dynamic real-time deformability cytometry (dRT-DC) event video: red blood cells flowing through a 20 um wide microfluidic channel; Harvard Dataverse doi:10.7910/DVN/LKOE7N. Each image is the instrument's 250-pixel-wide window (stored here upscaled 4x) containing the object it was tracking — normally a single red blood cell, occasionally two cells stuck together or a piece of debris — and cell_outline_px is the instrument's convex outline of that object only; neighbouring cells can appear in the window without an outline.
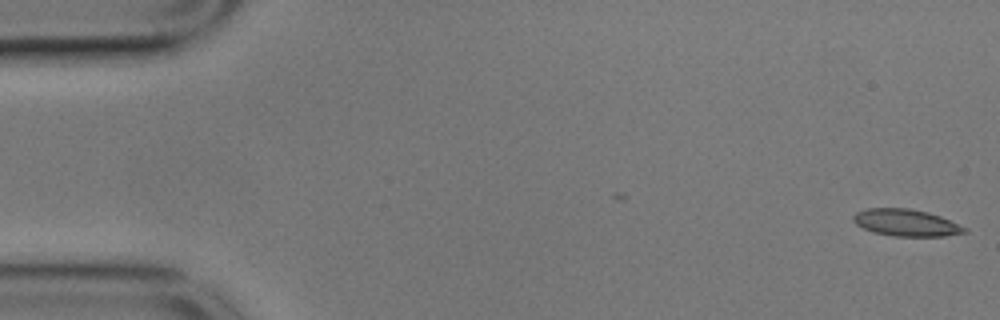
{"species": "common noctule bat (a hibernating species)", "species_latin": "Nyctalus noctula", "temperature_condition": "cold", "stored_images_in_passage": 56, "camera_frame_rate_fps": 3000, "um_per_image_px": 0.085, "animal": {"sex": "male", "body_mass_g": 17.9}, "frame": {"image": 1, "passage_image": 1, "time_ms": 0.0, "image_size_px": [1000, 320], "cell_outline_px": [[968, 232], [944, 236], [892, 236], [872, 232], [856, 224], [852, 220], [852, 216], [856, 212], [868, 208], [908, 208], [928, 212], [940, 216], [968, 228]], "centroid_in_image_um": [77.01, 18.93], "position_along_channel_um": 8.0, "area_um2": 17.51}}
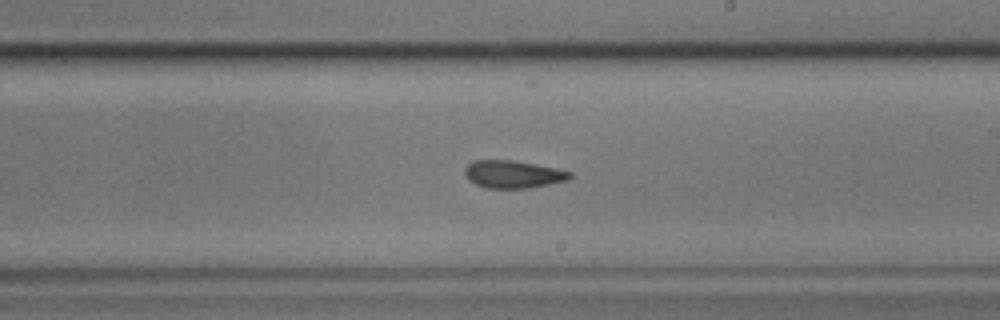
{"frame": {"image": 2, "passage_image": 32, "time_ms": 10.333, "image_size_px": [1000, 320], "cell_outline_px": [[572, 176], [568, 180], [528, 188], [484, 188], [468, 180], [464, 172], [464, 168], [472, 160], [512, 160], [556, 168], [572, 172]], "centroid_in_image_um": [43.58, 14.81], "position_along_channel_um": 245.4, "area_um2": 16.94}}
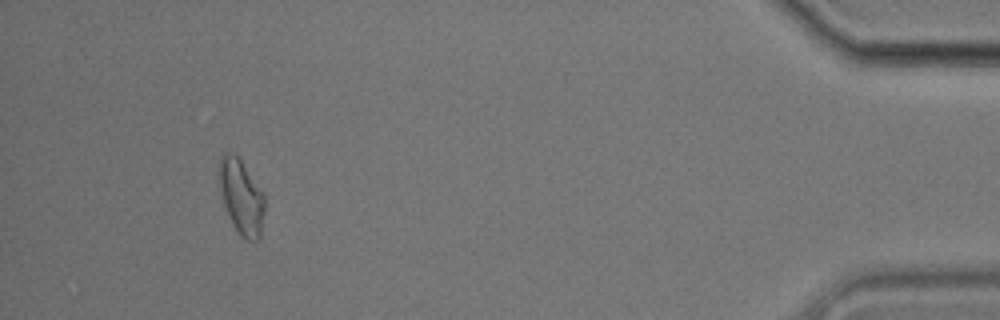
{"frame": {"image": 3, "passage_image": 52, "time_ms": 17.0, "image_size_px": [1000, 320], "cell_outline_px": [[264, 212], [260, 240], [244, 240], [240, 236], [232, 224], [224, 204], [220, 192], [216, 176], [216, 168], [220, 156], [224, 152], [232, 152], [240, 160], [264, 192]], "centroid_in_image_um": [20.47, 16.71], "position_along_channel_um": 414.7, "area_um2": 20.4}, "authors_computed_cell_mechanics": {"area_um2": 17.6001, "velocity_mm_per_s": 3.5451, "shape_relaxation_time_tau1_ms": null, "shape_relaxation_time_tau2_ms": 2.0841, "deformation_change_tau1": null, "deformation_change_tau2": 0.0794}}